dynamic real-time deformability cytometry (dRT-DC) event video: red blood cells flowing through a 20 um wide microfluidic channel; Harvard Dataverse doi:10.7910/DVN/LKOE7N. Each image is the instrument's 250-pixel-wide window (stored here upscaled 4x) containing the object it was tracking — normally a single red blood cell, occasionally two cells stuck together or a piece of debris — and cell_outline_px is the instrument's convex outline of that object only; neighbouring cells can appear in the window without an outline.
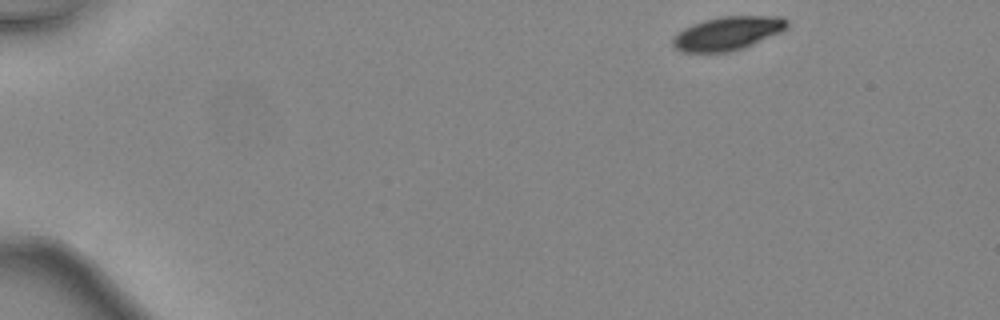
{"species": "common noctule bat (a hibernating species)", "species_latin": "Nyctalus noctula", "temperature_condition": "warm", "stored_images_in_passage": 41, "camera_frame_rate_fps": 3000, "um_per_image_px": 0.085, "animal": {"sex": "female", "body_mass_g": 24.6, "forearm_length_mm": 56.2}, "frame": {"image": 1, "passage_image": 1, "time_ms": 0.0, "image_size_px": [1000, 320], "cell_outline_px": [[788, 28], [780, 32], [744, 48], [728, 52], [680, 52], [672, 44], [672, 40], [684, 28], [692, 24], [704, 20], [720, 16], [780, 16], [788, 20]], "centroid_in_image_um": [61.87, 2.83], "position_along_channel_um": 23.1, "area_um2": 22.31}}
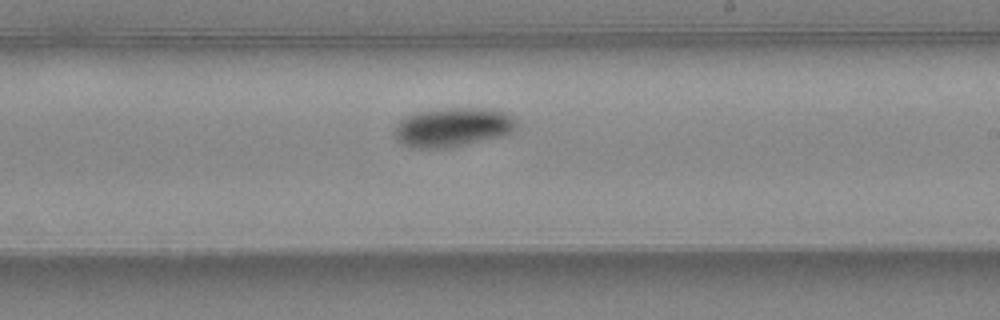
{"frame": {"image": 2, "passage_image": 24, "time_ms": 7.667, "image_size_px": [1000, 320], "cell_outline_px": [[516, 128], [512, 132], [504, 136], [448, 148], [408, 148], [400, 144], [396, 140], [392, 132], [400, 120], [408, 116], [420, 112], [444, 108], [496, 108], [508, 112], [516, 120]], "centroid_in_image_um": [38.5, 10.82], "position_along_channel_um": 250.5, "area_um2": 28.32}}
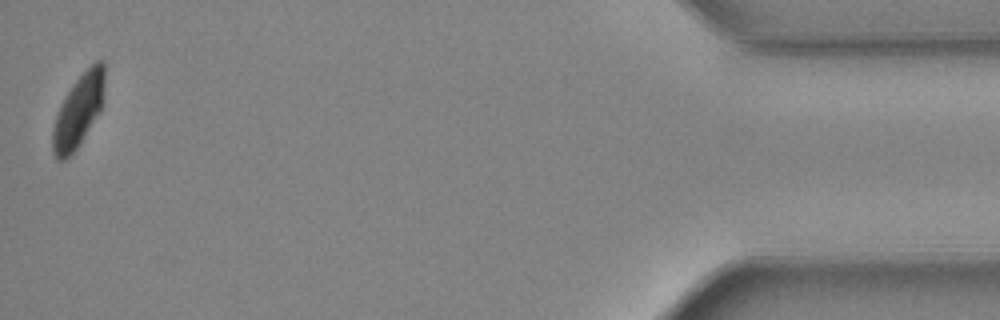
{"frame": {"image": 3, "passage_image": 41, "time_ms": 13.333, "image_size_px": [1000, 320], "cell_outline_px": [[104, 104], [100, 112], [80, 144], [68, 160], [56, 160], [52, 152], [52, 128], [56, 116], [64, 96], [72, 84], [96, 60], [104, 60]], "centroid_in_image_um": [6.67, 9.46], "position_along_channel_um": 428.5, "area_um2": 22.37}, "authors_computed_cell_mechanics": {"area_um2": 25.4898, "velocity_mm_per_s": 4.5184, "shape_relaxation_time_tau1_ms": 1.8047, "shape_relaxation_time_tau2_ms": null, "deformation_change_tau1": 0.1076, "deformation_change_tau2": null}}